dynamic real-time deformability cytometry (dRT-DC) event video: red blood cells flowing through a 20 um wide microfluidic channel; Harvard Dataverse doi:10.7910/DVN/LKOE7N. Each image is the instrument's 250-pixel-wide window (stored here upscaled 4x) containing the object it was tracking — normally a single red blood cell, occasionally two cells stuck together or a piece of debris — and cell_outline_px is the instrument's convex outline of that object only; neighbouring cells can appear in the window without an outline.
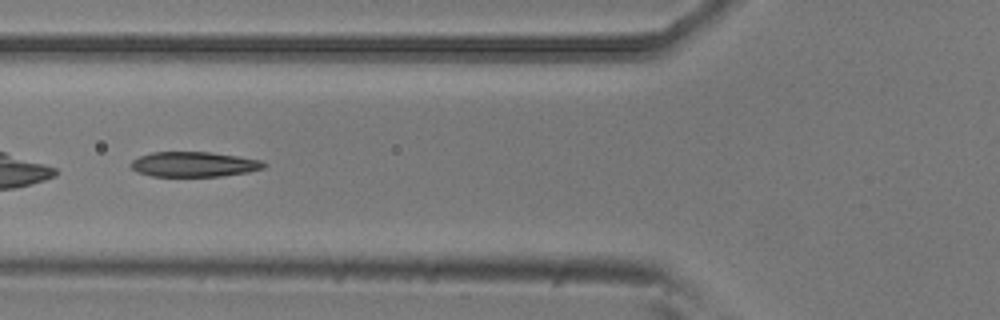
{"species": "common noctule bat (a hibernating species)", "species_latin": "Nyctalus noctula", "temperature_condition": "room temperature", "stored_images_in_passage": 36, "camera_frame_rate_fps": 3000, "um_per_image_px": 0.085, "animal": {"sex": "male", "body_mass_g": 20.5, "forearm_length_mm": 52.5}, "frame": {"image": 1, "passage_image": 5, "time_ms": 1.333, "image_size_px": [1000, 320], "cell_outline_px": [[268, 164], [264, 168], [248, 172], [220, 176], [152, 176], [136, 172], [128, 164], [132, 160], [140, 156], [152, 152], [208, 152], [236, 156], [260, 160]], "centroid_in_image_um": [16.45, 13.97], "position_along_channel_um": 109.3, "area_um2": 19.36}}
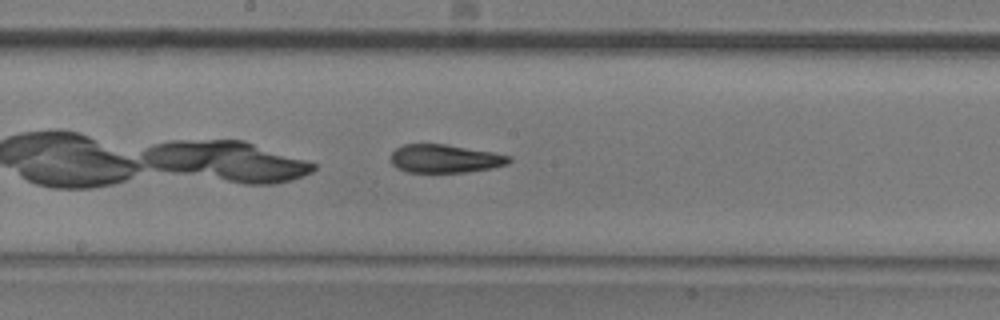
{"frame": {"image": 2, "passage_image": 13, "time_ms": 4.0, "image_size_px": [1000, 320], "cell_outline_px": [[512, 160], [508, 164], [492, 168], [468, 172], [408, 172], [396, 168], [392, 164], [392, 152], [396, 148], [404, 144], [444, 144], [492, 152], [512, 156]], "centroid_in_image_um": [37.84, 13.49], "position_along_channel_um": 210.4, "area_um2": 19.48}}
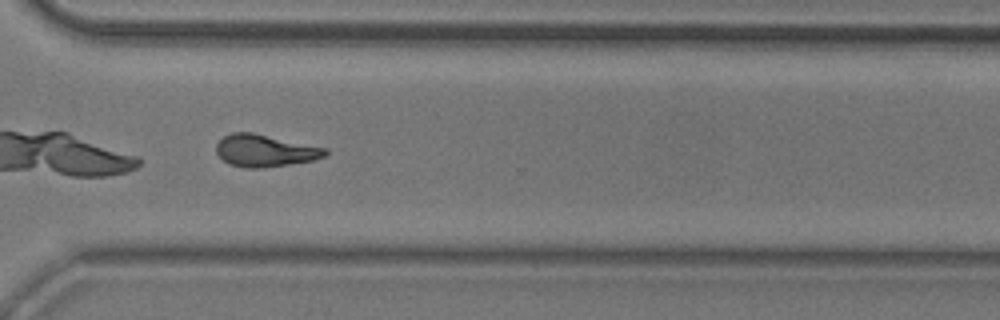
{"frame": {"image": 3, "passage_image": 24, "time_ms": 7.667, "image_size_px": [1000, 320], "cell_outline_px": [[328, 152], [324, 156], [312, 160], [264, 168], [244, 168], [228, 164], [216, 152], [216, 144], [224, 136], [232, 132], [252, 132], [328, 148]], "centroid_in_image_um": [22.51, 12.8], "position_along_channel_um": 348.1, "area_um2": 20.4}, "authors_computed_cell_mechanics": {"area_um2": 20.0855, "velocity_mm_per_s": 3.7755, "shape_relaxation_time_tau1_ms": 6.7769, "shape_relaxation_time_tau2_ms": 3.3008, "deformation_change_tau1": 0.1918, "deformation_change_tau2": 0.0995}}